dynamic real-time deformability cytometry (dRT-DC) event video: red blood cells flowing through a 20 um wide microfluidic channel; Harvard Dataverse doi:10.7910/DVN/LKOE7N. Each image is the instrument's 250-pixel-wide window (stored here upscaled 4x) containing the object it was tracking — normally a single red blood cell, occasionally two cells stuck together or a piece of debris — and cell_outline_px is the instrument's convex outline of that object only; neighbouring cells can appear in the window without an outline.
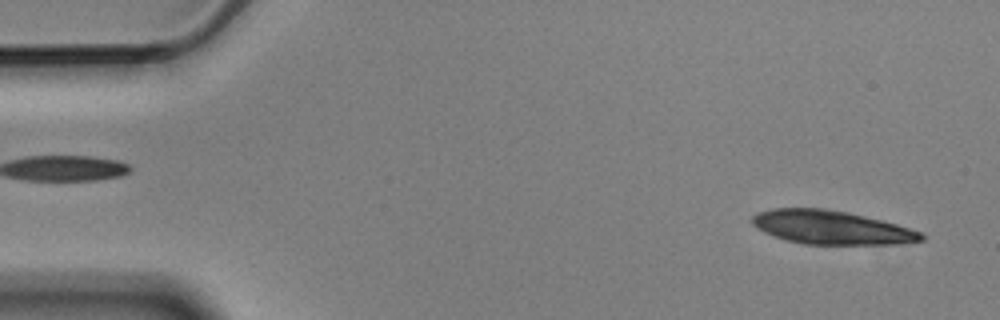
{"species": "Egyptian fruit bat (a non-hibernating species)", "species_latin": "Rousettus aegyptiacus", "temperature_condition": "cold", "stored_images_in_passage": 2, "segment_of_instrument_passage": [2, 2], "camera_frame_rate_fps": 3000, "um_per_image_px": 0.085, "animal": {"sex": "male"}, "frame": {"image": 1, "passage_image": 2, "time_ms": 0.333, "image_size_px": [1000, 320], "cell_outline_px": [[924, 240], [892, 244], [804, 244], [772, 236], [756, 228], [752, 224], [752, 216], [756, 212], [772, 208], [824, 208], [848, 212], [884, 220], [924, 232]], "centroid_in_image_um": [70.66, 19.32], "position_along_channel_um": 14.3, "area_um2": 33.41}}